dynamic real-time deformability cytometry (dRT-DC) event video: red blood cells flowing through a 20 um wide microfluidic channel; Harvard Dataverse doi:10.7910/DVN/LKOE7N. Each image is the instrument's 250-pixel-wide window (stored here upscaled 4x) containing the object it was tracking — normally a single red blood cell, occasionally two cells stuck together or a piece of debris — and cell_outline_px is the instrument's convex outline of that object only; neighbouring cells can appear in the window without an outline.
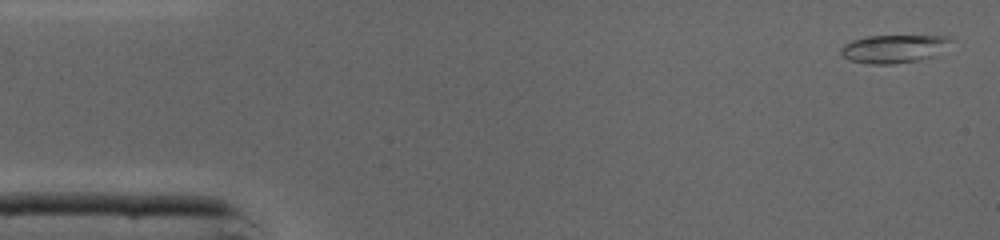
{"species": "common noctule bat (a hibernating species)", "species_latin": "Nyctalus noctula", "temperature_condition": "cold", "stored_images_in_passage": 45, "camera_frame_rate_fps": 3000, "um_per_image_px": 0.085, "animal": {"sex": "male", "body_mass_g": 19.0, "forearm_length_mm": 50.8}, "frame": {"image": 1, "passage_image": 1, "time_ms": 0.0, "image_size_px": [1000, 240], "cell_outline_px": [[948, 40], [932, 56], [916, 60], [892, 64], [872, 64], [848, 60], [840, 52], [840, 48], [844, 44], [852, 40], [868, 36], [948, 36]], "centroid_in_image_um": [75.81, 4.14], "position_along_channel_um": 9.2, "area_um2": 17.28}}
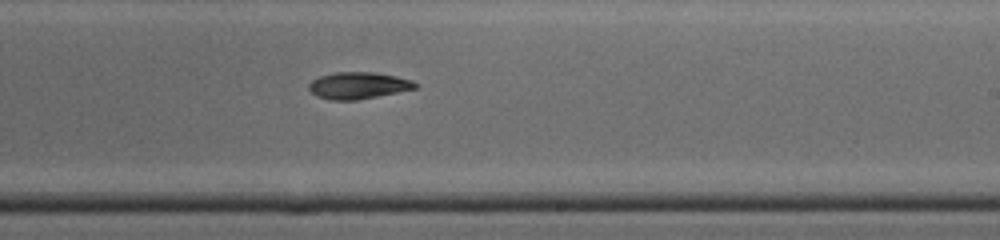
{"frame": {"image": 2, "passage_image": 26, "time_ms": 8.333, "image_size_px": [1000, 240], "cell_outline_px": [[420, 84], [416, 88], [356, 100], [332, 100], [316, 96], [308, 88], [308, 84], [312, 80], [320, 76], [336, 72], [372, 72], [396, 76], [412, 80]], "centroid_in_image_um": [30.44, 7.26], "position_along_channel_um": 258.6, "area_um2": 16.47}}
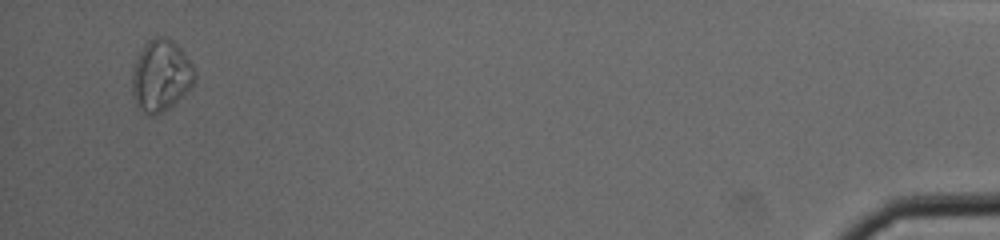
{"frame": {"image": 3, "passage_image": 43, "time_ms": 14.0, "image_size_px": [1000, 240], "cell_outline_px": [[196, 80], [192, 88], [168, 108], [160, 112], [148, 116], [140, 108], [132, 92], [132, 76], [136, 60], [144, 44], [148, 40], [156, 36], [168, 36], [184, 52], [192, 64], [196, 72]], "centroid_in_image_um": [13.71, 6.39], "position_along_channel_um": 421.5, "area_um2": 26.01}, "authors_computed_cell_mechanics": {"area_um2": 17.1088, "velocity_mm_per_s": 4.3821, "shape_relaxation_time_tau1_ms": 7.7862, "shape_relaxation_time_tau2_ms": null, "deformation_change_tau1": 0.1835, "deformation_change_tau2": null}}